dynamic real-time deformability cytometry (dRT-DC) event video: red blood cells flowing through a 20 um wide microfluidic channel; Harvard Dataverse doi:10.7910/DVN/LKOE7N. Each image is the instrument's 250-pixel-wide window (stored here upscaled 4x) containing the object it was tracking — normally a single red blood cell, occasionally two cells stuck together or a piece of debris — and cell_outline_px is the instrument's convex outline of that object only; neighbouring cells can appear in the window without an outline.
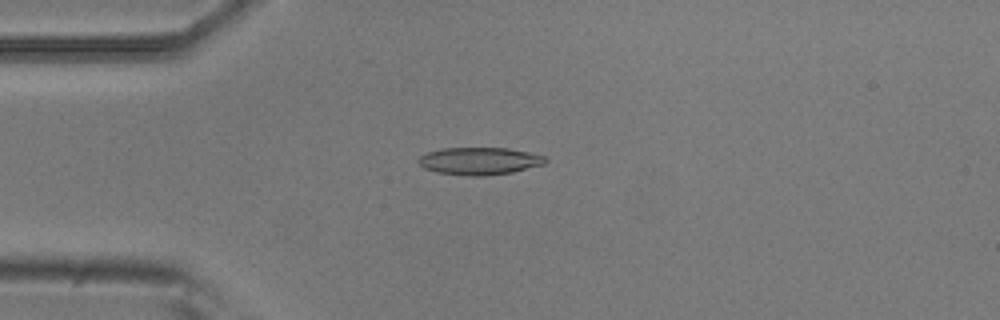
{"species": "common noctule bat (a hibernating species)", "species_latin": "Nyctalus noctula", "temperature_condition": "room temperature", "stored_images_in_passage": 7, "camera_frame_rate_fps": 3000, "um_per_image_px": 0.085, "animal": {"sex": "male", "body_mass_g": 20.5, "forearm_length_mm": 52.5}, "frame": {"image": 1, "passage_image": 3, "time_ms": 0.667, "image_size_px": [1000, 320], "cell_outline_px": [[548, 160], [544, 164], [512, 172], [484, 176], [468, 176], [436, 172], [424, 168], [416, 160], [420, 156], [428, 152], [444, 148], [508, 148], [528, 152], [544, 156]], "centroid_in_image_um": [40.74, 13.69], "position_along_channel_um": 44.3, "area_um2": 20.23}}
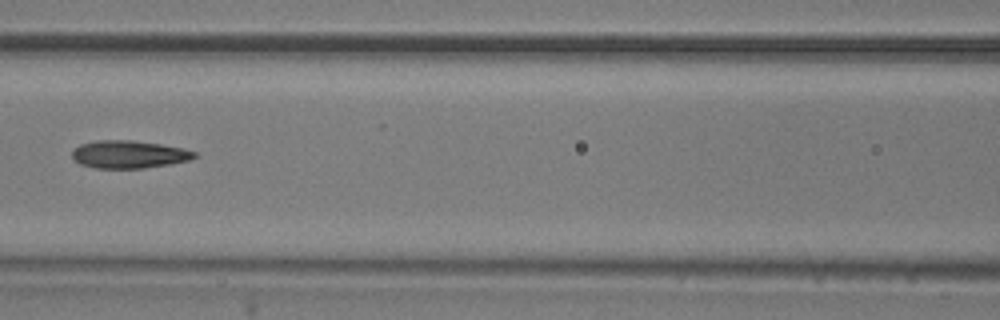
{"frame": {"image": 2, "passage_image": 6, "time_ms": 1.667, "image_size_px": [1000, 320], "cell_outline_px": [[196, 156], [188, 160], [168, 164], [144, 168], [96, 168], [80, 164], [72, 160], [72, 148], [80, 144], [96, 140], [132, 140], [160, 144], [184, 148], [196, 152]], "centroid_in_image_um": [10.9, 13.11], "position_along_channel_um": 155.7, "area_um2": 19.83}}
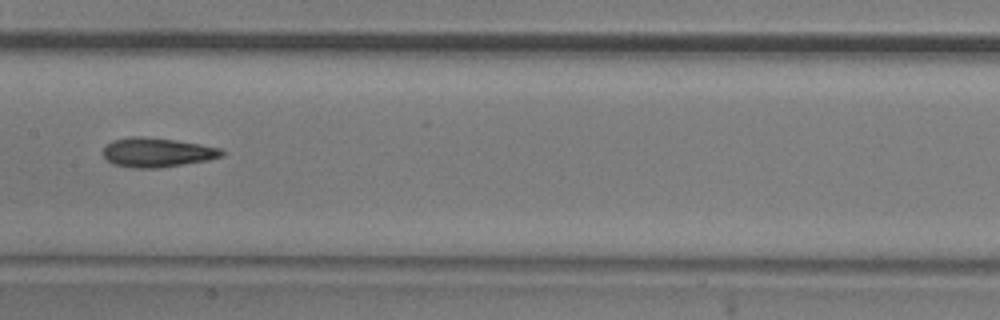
{"frame": {"image": 3, "passage_image": 7, "time_ms": 2.0, "image_size_px": [1000, 320], "cell_outline_px": [[224, 152], [220, 156], [208, 160], [160, 168], [132, 168], [112, 164], [104, 156], [104, 148], [112, 140], [132, 136], [144, 136], [176, 140], [200, 144], [220, 148]], "centroid_in_image_um": [13.33, 12.95], "position_along_channel_um": 194.1, "area_um2": 20.23}}